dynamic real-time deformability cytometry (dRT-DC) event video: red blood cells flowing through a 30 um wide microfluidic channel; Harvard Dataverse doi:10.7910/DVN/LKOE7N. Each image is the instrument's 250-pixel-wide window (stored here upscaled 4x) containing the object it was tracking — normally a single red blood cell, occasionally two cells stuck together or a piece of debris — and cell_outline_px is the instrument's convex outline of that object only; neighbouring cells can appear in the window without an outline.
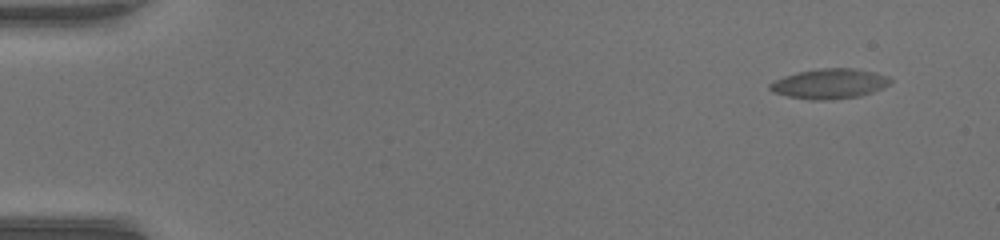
{"species": "common noctule bat (a hibernating species)", "species_latin": "Nyctalus noctula", "temperature_condition": "warm", "stored_images_in_passage": 51, "camera_frame_rate_fps": 3000, "um_per_image_px": 0.085, "animal": {"sex": "female", "body_mass_g": 17.0, "forearm_length_mm": 48.0}, "frame": {"image": 1, "passage_image": 1, "time_ms": 0.0, "image_size_px": [1000, 240], "cell_outline_px": [[892, 80], [888, 84], [872, 92], [860, 96], [828, 100], [808, 100], [788, 96], [772, 92], [768, 88], [768, 84], [784, 76], [800, 72], [820, 68], [852, 68], [872, 72], [888, 76]], "centroid_in_image_um": [70.47, 7.12], "position_along_channel_um": 14.5, "area_um2": 20.87}}
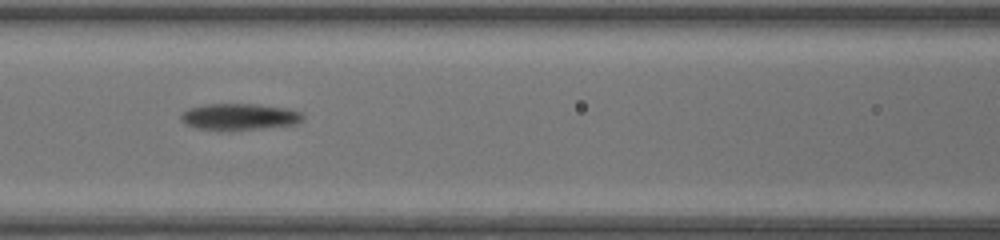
{"frame": {"image": 2, "passage_image": 22, "time_ms": 7.0, "image_size_px": [1000, 240], "cell_outline_px": [[304, 120], [296, 124], [228, 132], [220, 132], [196, 128], [184, 124], [180, 120], [180, 112], [188, 108], [204, 104], [256, 104], [288, 108], [300, 112], [304, 116]], "centroid_in_image_um": [20.28, 9.95], "position_along_channel_um": 146.3, "area_um2": 19.54}}
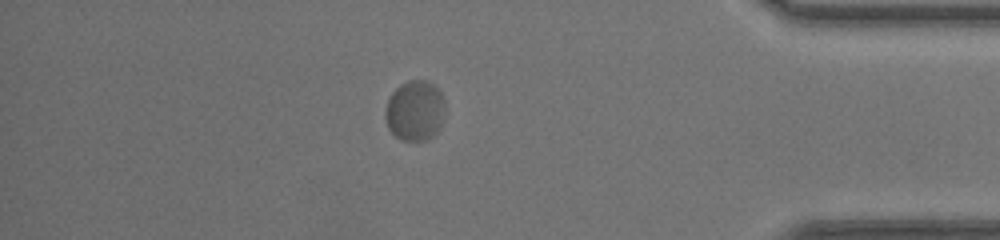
{"frame": {"image": 3, "passage_image": 44, "time_ms": 14.333, "image_size_px": [1000, 240], "cell_outline_px": [[444, 116], [440, 128], [428, 140], [400, 140], [388, 128], [384, 116], [384, 112], [388, 100], [392, 92], [400, 84], [408, 80], [428, 80], [440, 92], [444, 100]], "centroid_in_image_um": [35.26, 9.4], "position_along_channel_um": 399.9, "area_um2": 21.15}, "authors_computed_cell_mechanics": {"area_um2": 19.3052, "velocity_mm_per_s": 3.9183, "shape_relaxation_time_tau1_ms": 3.436, "shape_relaxation_time_tau2_ms": null, "deformation_change_tau1": 0.1168, "deformation_change_tau2": null}}